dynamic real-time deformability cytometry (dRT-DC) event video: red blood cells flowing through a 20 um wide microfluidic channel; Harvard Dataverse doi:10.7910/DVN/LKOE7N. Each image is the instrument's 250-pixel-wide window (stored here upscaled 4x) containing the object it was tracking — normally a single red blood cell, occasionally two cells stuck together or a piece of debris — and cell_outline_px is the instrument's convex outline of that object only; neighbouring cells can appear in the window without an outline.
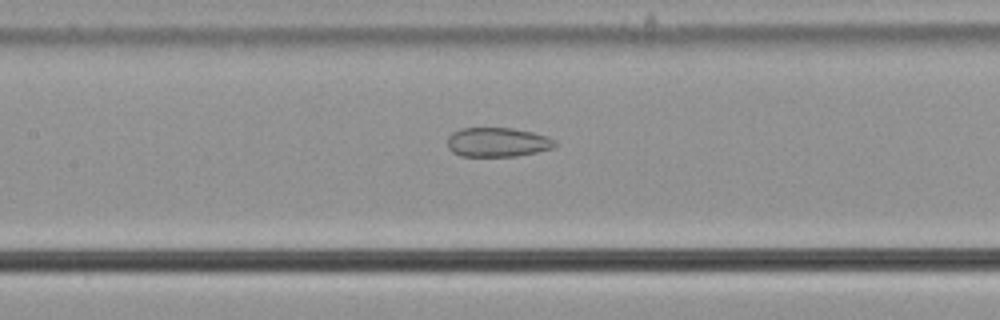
{"species": "common noctule bat (a hibernating species)", "species_latin": "Nyctalus noctula", "temperature_condition": "cold", "stored_images_in_passage": 56, "camera_frame_rate_fps": 3000, "um_per_image_px": 0.085, "animal": {"sex": "male", "body_mass_g": 21.5, "forearm_length_mm": 52.0}, "frame": {"image": 1, "passage_image": 26, "time_ms": 8.333, "image_size_px": [1000, 320], "cell_outline_px": [[556, 144], [552, 148], [536, 152], [516, 156], [460, 156], [452, 152], [448, 148], [448, 136], [452, 132], [460, 128], [512, 128], [532, 132], [548, 136], [556, 140]], "centroid_in_image_um": [42.27, 12.08], "position_along_channel_um": 165.1, "area_um2": 18.44}}
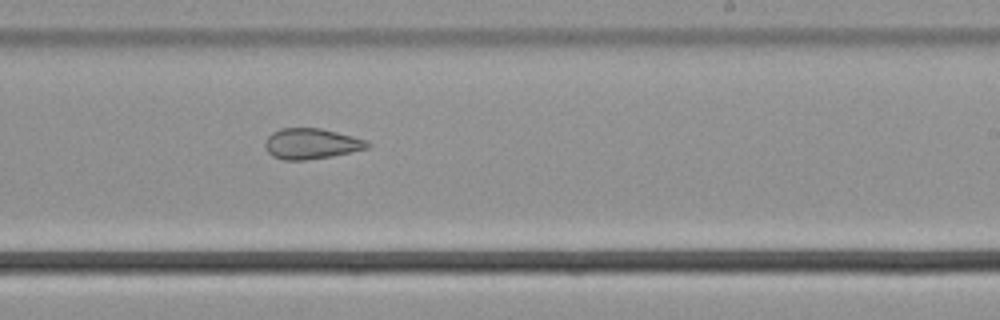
{"frame": {"image": 2, "passage_image": 34, "time_ms": 11.0, "image_size_px": [1000, 320], "cell_outline_px": [[372, 144], [368, 148], [332, 156], [304, 160], [284, 160], [272, 156], [264, 148], [264, 140], [272, 132], [280, 128], [320, 128], [368, 140]], "centroid_in_image_um": [26.44, 12.21], "position_along_channel_um": 262.6, "area_um2": 18.38}}
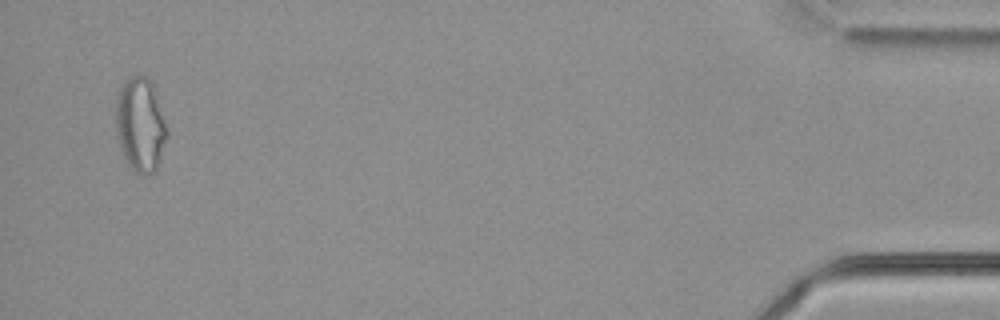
{"frame": {"image": 3, "passage_image": 54, "time_ms": 17.667, "image_size_px": [1000, 320], "cell_outline_px": [[168, 132], [160, 160], [156, 168], [152, 172], [144, 176], [132, 172], [124, 156], [120, 144], [116, 128], [116, 100], [120, 88], [124, 80], [128, 76], [136, 72], [144, 76], [152, 84], [168, 128]], "centroid_in_image_um": [11.93, 10.58], "position_along_channel_um": 423.3, "area_um2": 28.15}, "authors_computed_cell_mechanics": {"area_um2": 23.9003, "velocity_mm_per_s": 3.6685, "shape_relaxation_time_tau1_ms": null, "shape_relaxation_time_tau2_ms": 2.5807, "deformation_change_tau1": null, "deformation_change_tau2": 0.1021}}